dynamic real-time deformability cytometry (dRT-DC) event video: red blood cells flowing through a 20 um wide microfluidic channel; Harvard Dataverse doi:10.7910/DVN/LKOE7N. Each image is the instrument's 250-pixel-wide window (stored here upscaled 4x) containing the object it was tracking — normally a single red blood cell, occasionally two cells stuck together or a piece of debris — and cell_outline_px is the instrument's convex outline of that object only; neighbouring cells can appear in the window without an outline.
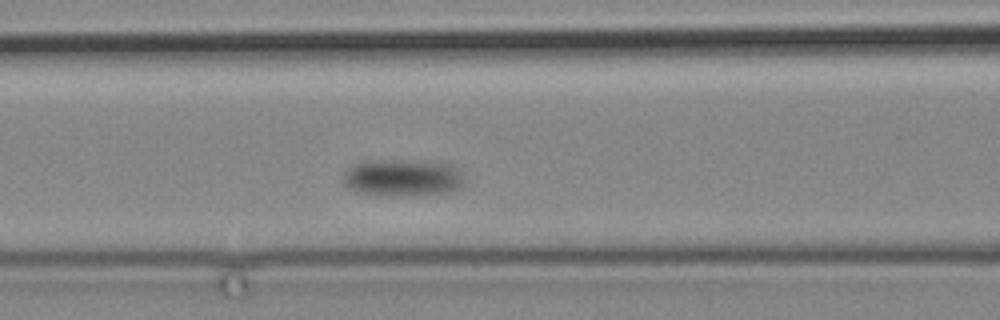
{"species": "common noctule bat (a hibernating species)", "species_latin": "Nyctalus noctula", "temperature_condition": "cold", "stored_images_in_passage": 4, "camera_frame_rate_fps": 3000, "um_per_image_px": 0.085, "animal": {"sex": "male", "body_mass_g": 19.2, "forearm_length_mm": 51.8}, "frame": {"image": 1, "passage_image": 4, "time_ms": 4.0, "image_size_px": [1000, 320], "cell_outline_px": [[464, 184], [460, 188], [448, 192], [400, 196], [356, 192], [348, 188], [344, 184], [344, 172], [348, 168], [356, 164], [380, 160], [384, 160], [444, 164], [456, 168], [464, 180]], "centroid_in_image_um": [34.19, 15.14], "position_along_channel_um": 132.4, "area_um2": 25.26}}